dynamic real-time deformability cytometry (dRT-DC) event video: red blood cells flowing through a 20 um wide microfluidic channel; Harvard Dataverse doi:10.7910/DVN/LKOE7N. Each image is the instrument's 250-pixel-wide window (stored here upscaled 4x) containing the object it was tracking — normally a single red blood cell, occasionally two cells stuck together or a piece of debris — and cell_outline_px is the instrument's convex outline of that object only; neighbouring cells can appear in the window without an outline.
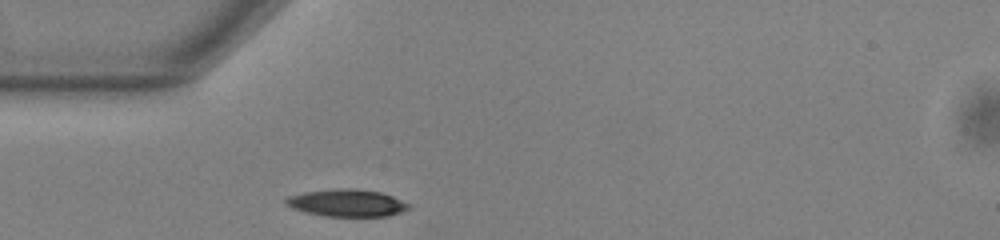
{"species": "common noctule bat (a hibernating species)", "species_latin": "Nyctalus noctula", "temperature_condition": "warm", "stored_images_in_passage": 39, "camera_frame_rate_fps": 3000, "um_per_image_px": 0.085, "animal": {"sex": "male", "body_mass_g": 13.0, "forearm_length_mm": 53.1}, "frame": {"image": 1, "passage_image": 1, "time_ms": 0.0, "image_size_px": [1000, 240], "cell_outline_px": [[408, 208], [400, 212], [388, 216], [328, 216], [308, 212], [292, 208], [284, 204], [284, 200], [288, 196], [304, 192], [336, 188], [352, 188], [380, 192], [392, 196], [408, 204]], "centroid_in_image_um": [29.44, 17.24], "position_along_channel_um": 55.6, "area_um2": 19.25}}
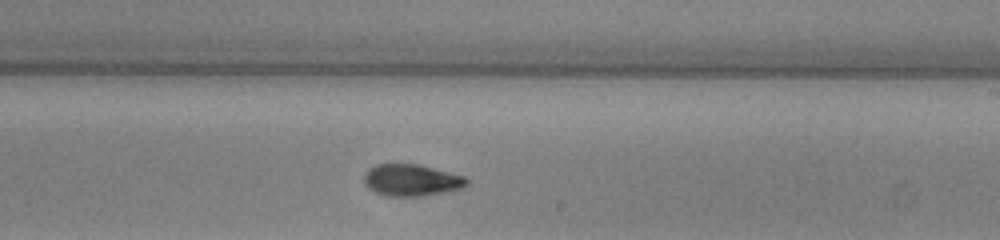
{"frame": {"image": 2, "passage_image": 17, "time_ms": 5.333, "image_size_px": [1000, 240], "cell_outline_px": [[468, 184], [464, 188], [424, 196], [388, 196], [376, 192], [368, 188], [364, 184], [364, 172], [368, 168], [376, 164], [420, 164], [464, 176], [468, 180]], "centroid_in_image_um": [34.97, 15.31], "position_along_channel_um": 254.0, "area_um2": 19.19}}
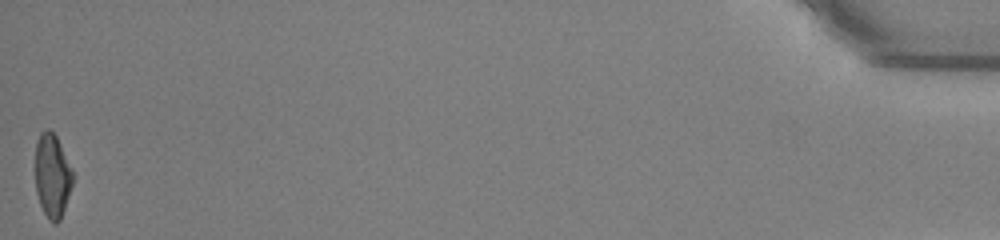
{"frame": {"image": 3, "passage_image": 39, "time_ms": 12.667, "image_size_px": [1000, 240], "cell_outline_px": [[72, 184], [60, 220], [56, 224], [48, 220], [40, 204], [36, 192], [36, 140], [40, 132], [44, 128], [48, 128], [56, 136], [60, 144], [72, 172]], "centroid_in_image_um": [4.42, 14.92], "position_along_channel_um": 430.8, "area_um2": 17.98}, "authors_computed_cell_mechanics": {"area_um2": 19.1318, "velocity_mm_per_s": 3.8261, "shape_relaxation_time_tau1_ms": 4.1749, "shape_relaxation_time_tau2_ms": 2.4673, "deformation_change_tau1": 0.1887, "deformation_change_tau2": 0.0785}}